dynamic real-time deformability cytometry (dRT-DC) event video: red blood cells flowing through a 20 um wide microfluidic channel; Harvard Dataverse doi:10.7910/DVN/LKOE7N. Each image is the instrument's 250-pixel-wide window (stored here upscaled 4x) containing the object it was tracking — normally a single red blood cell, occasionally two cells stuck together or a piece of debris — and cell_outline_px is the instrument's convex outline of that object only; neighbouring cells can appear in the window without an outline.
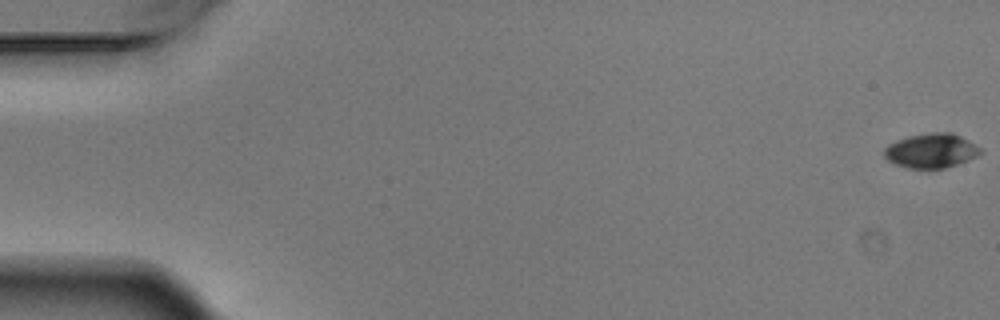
{"species": "Egyptian fruit bat (a non-hibernating species)", "species_latin": "Rousettus aegyptiacus", "temperature_condition": "warm", "stored_images_in_passage": 8, "camera_frame_rate_fps": 3000, "um_per_image_px": 0.085, "animal": {"sex": "male"}, "frame": {"image": 1, "passage_image": 1, "time_ms": 0.0, "image_size_px": [1000, 320], "cell_outline_px": [[984, 152], [976, 156], [956, 164], [944, 168], [908, 168], [896, 164], [888, 160], [884, 156], [884, 148], [888, 144], [896, 140], [908, 136], [932, 132], [952, 132], [976, 144]], "centroid_in_image_um": [79.14, 12.79], "position_along_channel_um": 5.9, "area_um2": 19.25}}
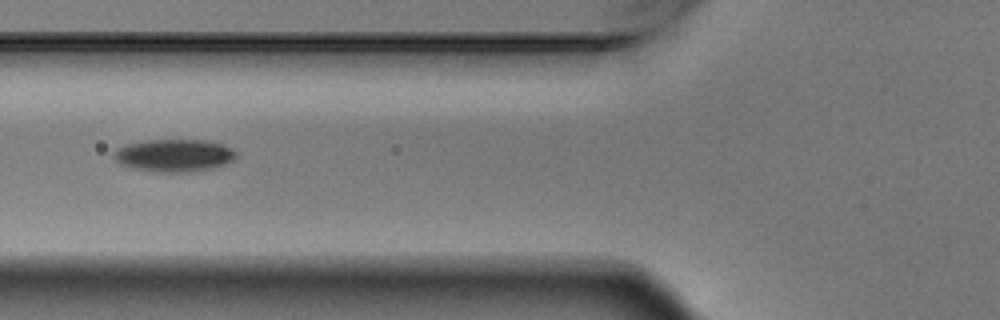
{"frame": {"image": 2, "passage_image": 7, "time_ms": 2.0, "image_size_px": [1000, 320], "cell_outline_px": [[236, 160], [212, 168], [192, 172], [152, 172], [132, 168], [120, 164], [112, 156], [112, 152], [116, 148], [124, 144], [144, 140], [204, 140], [220, 144], [232, 148], [236, 152]], "centroid_in_image_um": [14.75, 13.21], "position_along_channel_um": 111.0, "area_um2": 23.52}}
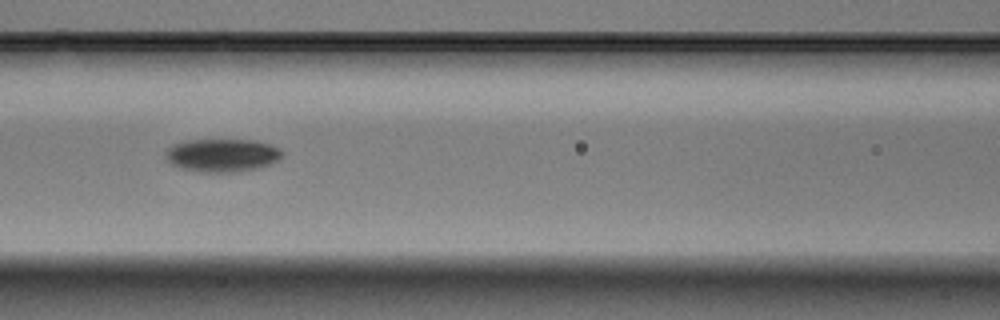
{"frame": {"image": 3, "passage_image": 8, "time_ms": 2.333, "image_size_px": [1000, 320], "cell_outline_px": [[284, 156], [260, 168], [236, 172], [196, 172], [180, 168], [168, 164], [164, 156], [164, 152], [172, 144], [188, 140], [256, 140], [272, 144], [280, 148], [284, 152]], "centroid_in_image_um": [18.86, 13.2], "position_along_channel_um": 147.7, "area_um2": 23.0}}